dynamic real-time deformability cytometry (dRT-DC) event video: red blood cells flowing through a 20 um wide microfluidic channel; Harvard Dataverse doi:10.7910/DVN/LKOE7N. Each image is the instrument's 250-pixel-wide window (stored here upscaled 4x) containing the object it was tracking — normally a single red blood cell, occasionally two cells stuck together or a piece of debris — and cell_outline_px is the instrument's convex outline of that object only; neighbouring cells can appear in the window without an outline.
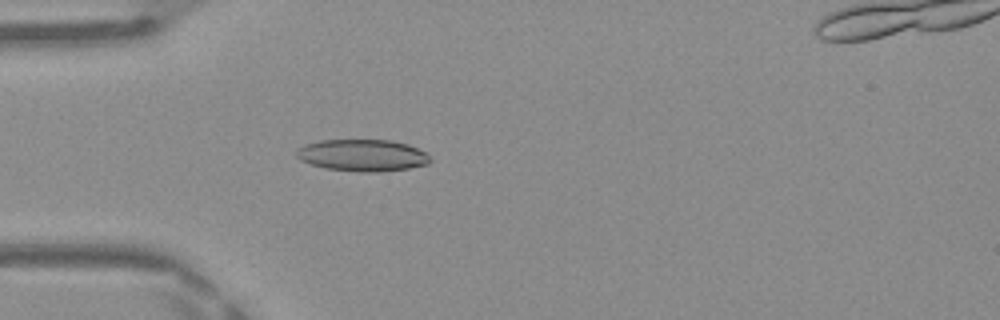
{"species": "Egyptian fruit bat (a non-hibernating species)", "species_latin": "Rousettus aegyptiacus", "temperature_condition": "warm", "stored_images_in_passage": 47, "camera_frame_rate_fps": 3000, "um_per_image_px": 0.085, "frame": {"image": 1, "passage_image": 12, "time_ms": 3.667, "image_size_px": [1000, 320], "cell_outline_px": [[432, 160], [428, 164], [408, 168], [380, 172], [360, 172], [328, 168], [312, 164], [300, 160], [296, 156], [296, 148], [304, 144], [320, 140], [392, 140], [408, 144], [424, 152]], "centroid_in_image_um": [30.79, 13.19], "position_along_channel_um": 54.2, "area_um2": 24.8}}
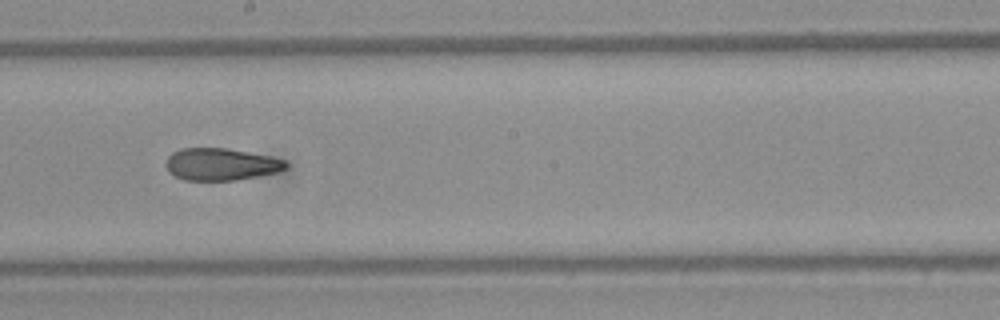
{"frame": {"image": 2, "passage_image": 25, "time_ms": 8.0, "image_size_px": [1000, 320], "cell_outline_px": [[288, 168], [280, 172], [236, 180], [184, 180], [168, 172], [168, 156], [172, 152], [180, 148], [224, 148], [268, 156], [284, 160], [288, 164]], "centroid_in_image_um": [18.81, 13.97], "position_along_channel_um": 229.4, "area_um2": 22.31}}
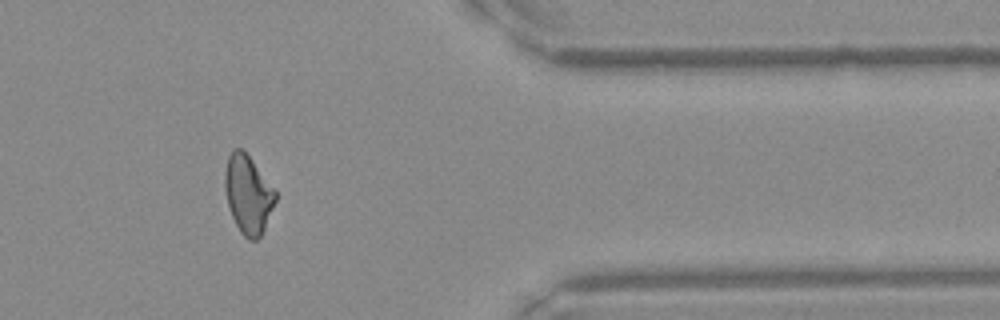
{"frame": {"image": 3, "passage_image": 38, "time_ms": 12.333, "image_size_px": [1000, 320], "cell_outline_px": [[276, 200], [264, 228], [260, 236], [256, 240], [248, 240], [240, 232], [232, 216], [228, 204], [224, 188], [224, 172], [228, 156], [232, 148], [244, 148], [276, 192]], "centroid_in_image_um": [21.06, 16.48], "position_along_channel_um": 390.3, "area_um2": 23.06}}